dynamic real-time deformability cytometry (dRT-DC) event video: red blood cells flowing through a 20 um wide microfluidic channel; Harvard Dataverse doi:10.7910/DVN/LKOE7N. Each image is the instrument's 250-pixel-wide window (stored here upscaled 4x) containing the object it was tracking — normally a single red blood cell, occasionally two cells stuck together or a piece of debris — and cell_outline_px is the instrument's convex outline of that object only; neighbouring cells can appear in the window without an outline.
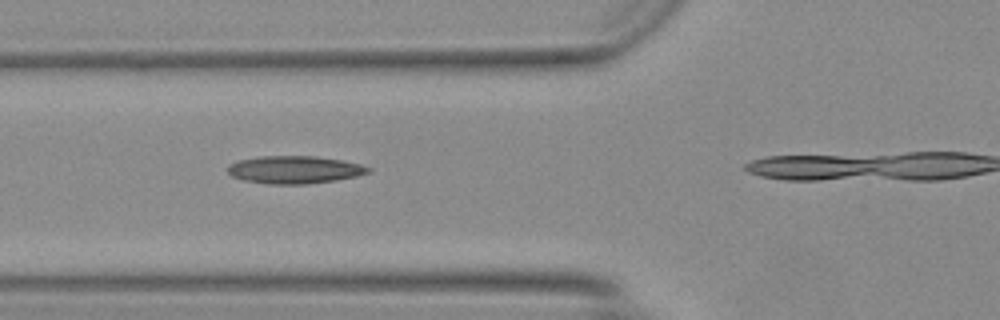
{"species": "Egyptian fruit bat (a non-hibernating species)", "species_latin": "Rousettus aegyptiacus", "temperature_condition": "warm", "stored_images_in_passage": 10, "camera_frame_rate_fps": 3000, "um_per_image_px": 0.085, "animal": {"sex": "female"}, "frame": {"image": 1, "passage_image": 4, "time_ms": 1.0, "image_size_px": [1000, 320], "cell_outline_px": [[360, 172], [348, 176], [324, 180], [256, 180], [252, 176], [252, 160], [328, 160], [348, 164], [360, 168]], "centroid_in_image_um": [25.58, 14.44], "position_along_channel_um": 100.2, "area_um2": 13.87}}
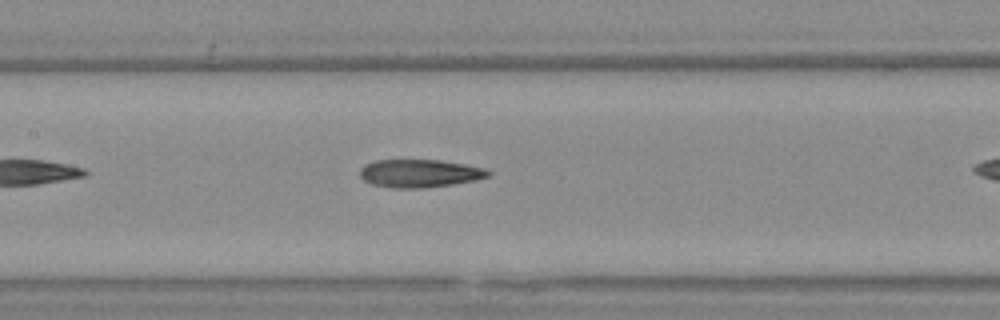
{"frame": {"image": 2, "passage_image": 9, "time_ms": 2.667, "image_size_px": [1000, 320], "cell_outline_px": [[484, 172], [480, 176], [464, 180], [440, 184], [388, 184], [372, 180], [364, 176], [364, 168], [372, 164], [392, 160], [424, 160], [452, 164], [472, 168]], "centroid_in_image_um": [35.58, 14.66], "position_along_channel_um": 171.8, "area_um2": 16.13}}